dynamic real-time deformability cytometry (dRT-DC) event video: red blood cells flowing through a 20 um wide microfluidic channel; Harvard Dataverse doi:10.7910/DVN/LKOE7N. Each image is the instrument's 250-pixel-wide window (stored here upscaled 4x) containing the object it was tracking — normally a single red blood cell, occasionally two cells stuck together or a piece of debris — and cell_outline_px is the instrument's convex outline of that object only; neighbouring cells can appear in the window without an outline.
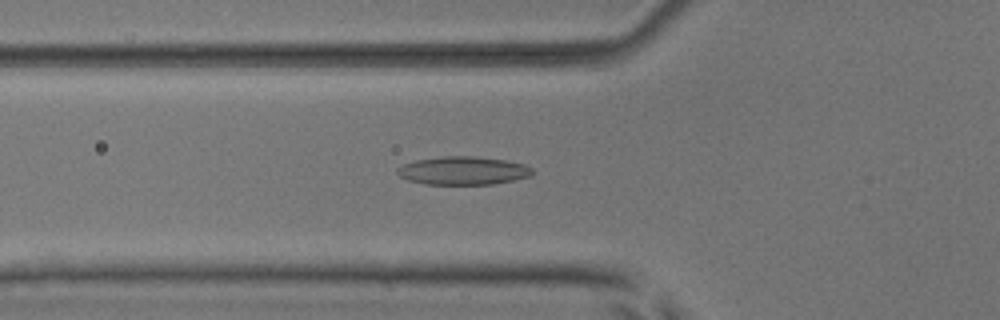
{"species": "common noctule bat (a hibernating species)", "species_latin": "Nyctalus noctula", "temperature_condition": "room temperature", "stored_images_in_passage": 52, "camera_frame_rate_fps": 3000, "um_per_image_px": 0.085, "animal": {"sex": "male", "body_mass_g": 17.9, "forearm_length_mm": 54.2}, "frame": {"image": 1, "passage_image": 18, "time_ms": 5.667, "image_size_px": [1000, 320], "cell_outline_px": [[536, 172], [532, 176], [492, 184], [424, 184], [408, 180], [400, 176], [396, 172], [396, 168], [404, 164], [416, 160], [444, 156], [476, 156], [504, 160], [524, 164], [532, 168]], "centroid_in_image_um": [39.38, 14.5], "position_along_channel_um": 86.4, "area_um2": 22.25}}
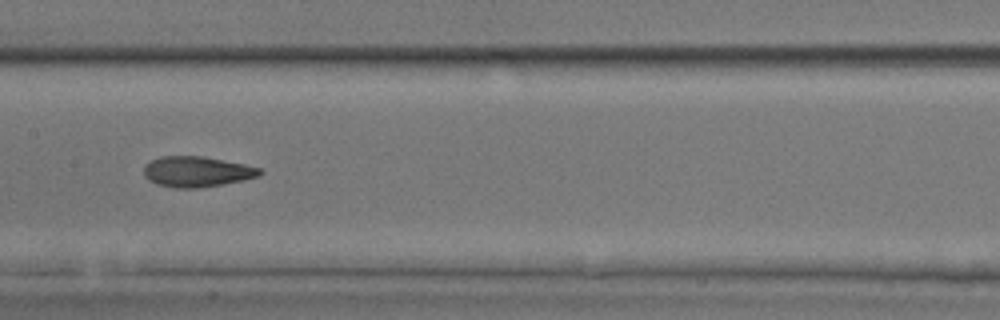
{"frame": {"image": 2, "passage_image": 26, "time_ms": 8.333, "image_size_px": [1000, 320], "cell_outline_px": [[264, 172], [260, 176], [244, 180], [200, 188], [176, 188], [156, 184], [148, 180], [144, 176], [144, 168], [152, 160], [160, 156], [204, 156], [244, 164], [260, 168]], "centroid_in_image_um": [16.75, 14.59], "position_along_channel_um": 190.6, "area_um2": 20.69}}
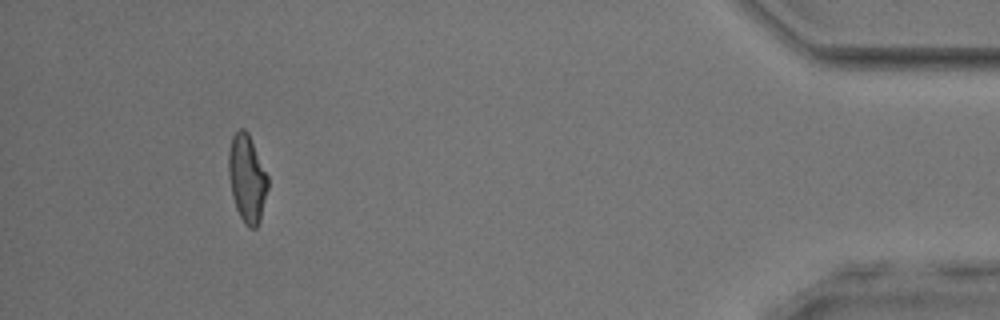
{"frame": {"image": 3, "passage_image": 48, "time_ms": 15.667, "image_size_px": [1000, 320], "cell_outline_px": [[268, 188], [260, 220], [256, 228], [248, 228], [244, 224], [236, 208], [232, 196], [228, 176], [228, 152], [232, 136], [240, 128], [244, 128], [248, 132], [268, 176]], "centroid_in_image_um": [20.99, 15.17], "position_along_channel_um": 414.2, "area_um2": 20.17}, "authors_computed_cell_mechanics": {"area_um2": 20.5768, "velocity_mm_per_s": 3.8952, "shape_relaxation_time_tau1_ms": 7.9022, "shape_relaxation_time_tau2_ms": 2.4997, "deformation_change_tau1": 0.2124, "deformation_change_tau2": 0.0949}}